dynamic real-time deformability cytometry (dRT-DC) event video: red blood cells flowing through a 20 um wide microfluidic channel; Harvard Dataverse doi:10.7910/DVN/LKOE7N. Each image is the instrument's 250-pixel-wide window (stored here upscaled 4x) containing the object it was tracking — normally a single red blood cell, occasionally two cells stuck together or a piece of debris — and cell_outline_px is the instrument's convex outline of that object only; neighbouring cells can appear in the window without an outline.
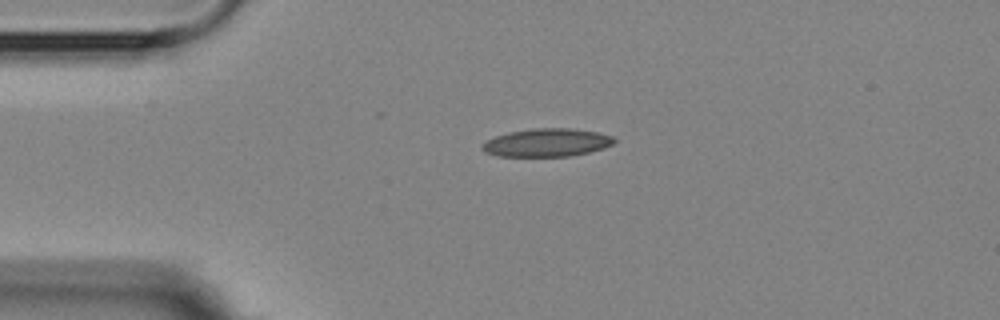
{"species": "Egyptian fruit bat (a non-hibernating species)", "species_latin": "Rousettus aegyptiacus", "temperature_condition": "room temperature", "stored_images_in_passage": 2, "camera_frame_rate_fps": 3000, "um_per_image_px": 0.085, "animal": {"sex": "female"}, "frame": {"image": 1, "passage_image": 1, "time_ms": 0.0, "image_size_px": [1000, 320], "cell_outline_px": [[616, 140], [612, 144], [604, 148], [588, 152], [568, 156], [496, 156], [480, 148], [488, 140], [496, 136], [508, 132], [532, 128], [568, 128], [596, 132], [612, 136]], "centroid_in_image_um": [46.49, 12.12], "position_along_channel_um": 38.5, "area_um2": 21.33}}